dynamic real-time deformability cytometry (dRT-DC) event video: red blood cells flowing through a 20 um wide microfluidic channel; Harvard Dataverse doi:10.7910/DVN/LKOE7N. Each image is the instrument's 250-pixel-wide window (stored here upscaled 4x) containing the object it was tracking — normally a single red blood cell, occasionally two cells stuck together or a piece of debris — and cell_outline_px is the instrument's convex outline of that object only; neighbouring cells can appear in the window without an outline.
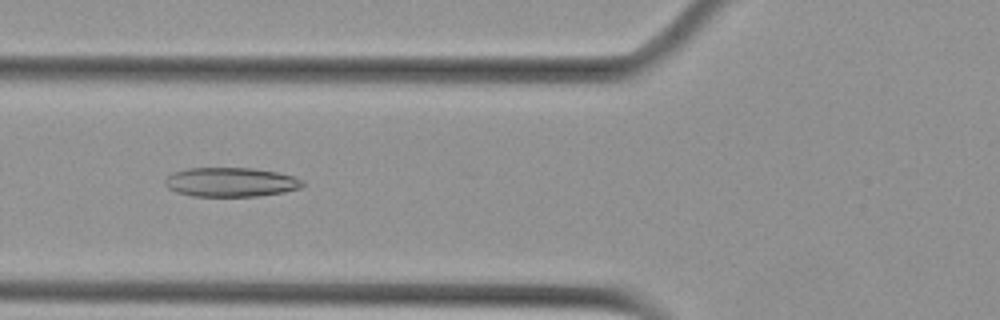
{"species": "Egyptian fruit bat (a non-hibernating species)", "species_latin": "Rousettus aegyptiacus", "temperature_condition": "cold", "stored_images_in_passage": 41, "camera_frame_rate_fps": 3000, "um_per_image_px": 0.085, "animal": {"sex": "female"}, "frame": {"image": 1, "passage_image": 6, "time_ms": 1.667, "image_size_px": [1000, 320], "cell_outline_px": [[304, 184], [300, 188], [284, 192], [256, 196], [192, 196], [176, 192], [168, 188], [164, 184], [164, 180], [172, 172], [188, 168], [252, 168], [276, 172], [292, 176], [304, 180]], "centroid_in_image_um": [19.59, 15.48], "position_along_channel_um": 106.2, "area_um2": 23.47}}
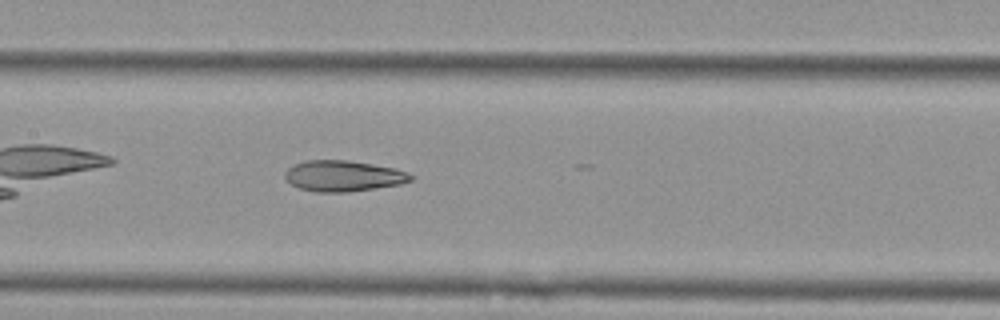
{"frame": {"image": 2, "passage_image": 12, "time_ms": 3.667, "image_size_px": [1000, 320], "cell_outline_px": [[412, 180], [400, 184], [348, 192], [316, 192], [300, 188], [292, 184], [284, 176], [284, 172], [292, 164], [308, 160], [348, 160], [396, 168], [408, 172], [412, 176]], "centroid_in_image_um": [29.17, 14.95], "position_along_channel_um": 178.2, "area_um2": 22.6}}
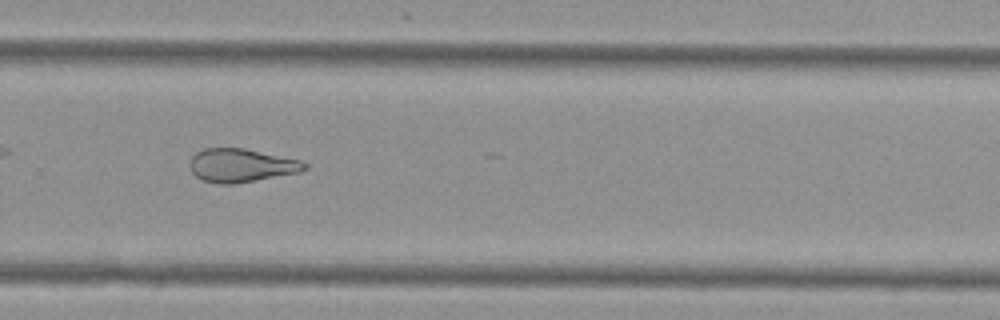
{"frame": {"image": 3, "passage_image": 23, "time_ms": 7.333, "image_size_px": [1000, 320], "cell_outline_px": [[308, 168], [300, 172], [256, 180], [232, 184], [216, 184], [200, 180], [192, 172], [188, 164], [188, 160], [196, 152], [204, 148], [244, 148], [300, 160], [308, 164]], "centroid_in_image_um": [20.46, 14.06], "position_along_channel_um": 309.3, "area_um2": 22.54}, "authors_computed_cell_mechanics": {"area_um2": 23.4668, "velocity_mm_per_s": 3.5942, "shape_relaxation_time_tau1_ms": null, "shape_relaxation_time_tau2_ms": 3.8573, "deformation_change_tau1": null, "deformation_change_tau2": 0.1228}}